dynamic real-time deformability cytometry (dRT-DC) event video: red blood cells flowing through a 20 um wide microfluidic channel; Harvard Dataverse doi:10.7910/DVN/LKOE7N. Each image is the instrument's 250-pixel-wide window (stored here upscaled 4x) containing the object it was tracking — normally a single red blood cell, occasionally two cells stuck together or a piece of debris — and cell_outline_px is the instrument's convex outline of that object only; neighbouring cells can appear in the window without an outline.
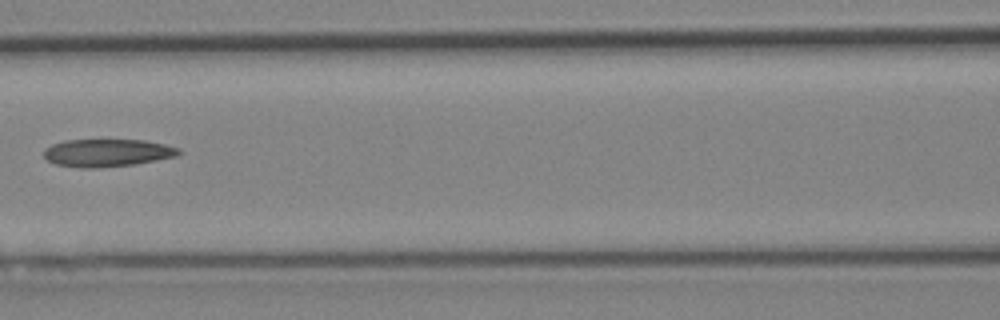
{"species": "Egyptian fruit bat (a non-hibernating species)", "species_latin": "Rousettus aegyptiacus", "temperature_condition": "cold", "stored_images_in_passage": 9, "camera_frame_rate_fps": 3000, "um_per_image_px": 0.085, "animal": {"sex": "female"}, "frame": {"image": 1, "passage_image": 8, "time_ms": 9.0, "image_size_px": [1000, 320], "cell_outline_px": [[180, 152], [176, 156], [136, 164], [92, 168], [80, 168], [56, 164], [48, 160], [44, 156], [44, 148], [52, 144], [64, 140], [144, 140], [164, 144], [180, 148]], "centroid_in_image_um": [9.09, 12.98], "position_along_channel_um": 157.5, "area_um2": 21.68}}
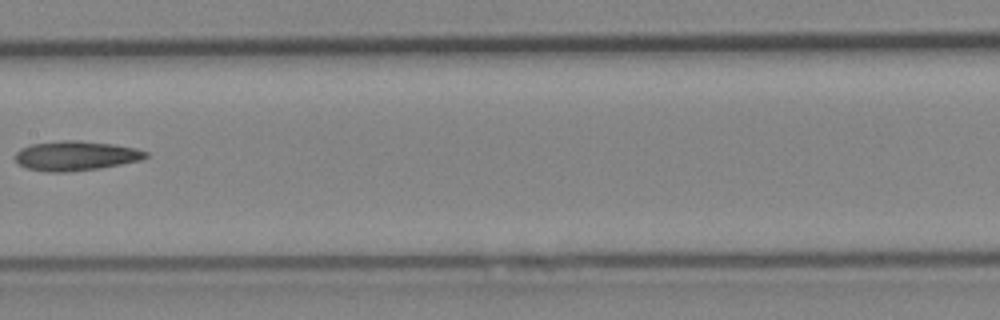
{"frame": {"image": 2, "passage_image": 9, "time_ms": 10.0, "image_size_px": [1000, 320], "cell_outline_px": [[148, 156], [140, 160], [100, 168], [64, 172], [48, 172], [28, 168], [20, 164], [16, 160], [16, 152], [20, 148], [32, 144], [60, 140], [76, 140], [112, 144], [136, 148], [148, 152]], "centroid_in_image_um": [6.44, 13.23], "position_along_channel_um": 201.0, "area_um2": 22.31}}